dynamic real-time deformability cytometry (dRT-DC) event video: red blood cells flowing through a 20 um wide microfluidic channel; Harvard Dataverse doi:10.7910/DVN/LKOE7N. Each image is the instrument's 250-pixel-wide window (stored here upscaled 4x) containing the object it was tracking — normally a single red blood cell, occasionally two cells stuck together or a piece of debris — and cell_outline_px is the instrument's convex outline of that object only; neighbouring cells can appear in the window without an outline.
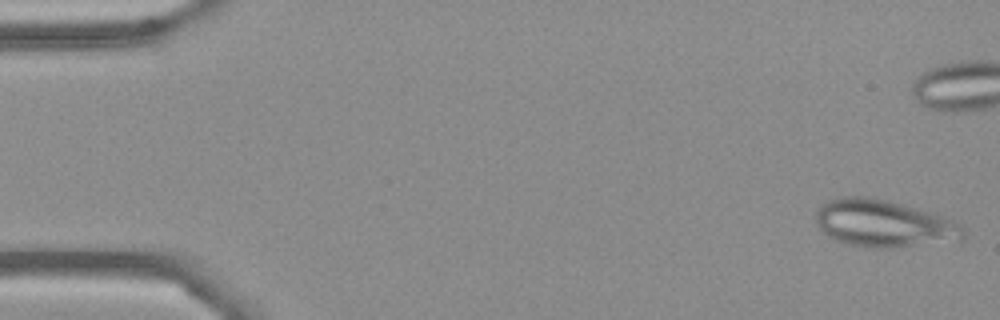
{"species": "Egyptian fruit bat (a non-hibernating species)", "species_latin": "Rousettus aegyptiacus", "temperature_condition": "cold", "stored_images_in_passage": 55, "camera_frame_rate_fps": 3000, "um_per_image_px": 0.085, "frame": {"image": 1, "passage_image": 1, "time_ms": 0.0, "image_size_px": [1000, 320], "cell_outline_px": [[968, 236], [960, 244], [888, 248], [868, 248], [848, 244], [836, 240], [828, 236], [816, 224], [816, 212], [820, 204], [828, 200], [840, 196], [868, 196], [916, 208], [952, 220], [960, 224], [964, 228]], "centroid_in_image_um": [75.22, 19.05], "position_along_channel_um": 9.8, "area_um2": 41.62}}